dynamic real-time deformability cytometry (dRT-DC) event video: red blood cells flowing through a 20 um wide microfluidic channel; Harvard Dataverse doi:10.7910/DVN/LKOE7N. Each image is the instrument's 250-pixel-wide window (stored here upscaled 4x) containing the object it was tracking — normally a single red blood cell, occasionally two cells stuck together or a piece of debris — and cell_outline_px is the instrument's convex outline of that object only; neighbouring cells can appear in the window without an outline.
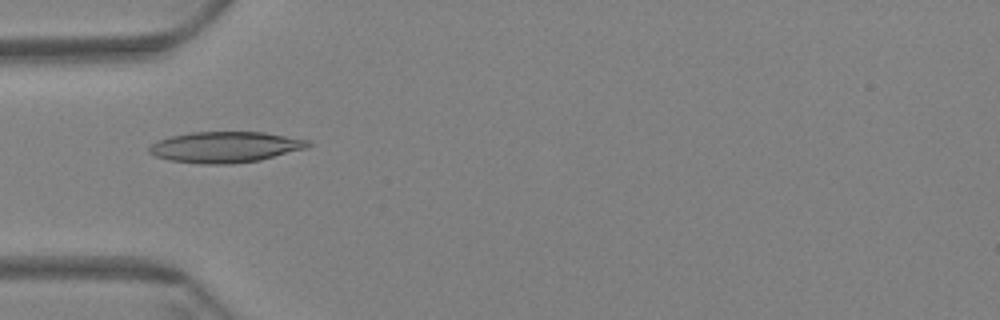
{"species": "Egyptian fruit bat (a non-hibernating species)", "species_latin": "Rousettus aegyptiacus", "temperature_condition": "warm", "stored_images_in_passage": 59, "camera_frame_rate_fps": 3000, "um_per_image_px": 0.085, "animal": {"sex": "female"}, "frame": {"image": 1, "passage_image": 19, "time_ms": 6.0, "image_size_px": [1000, 320], "cell_outline_px": [[312, 144], [308, 148], [260, 160], [232, 164], [200, 164], [168, 160], [156, 156], [148, 152], [148, 148], [152, 144], [160, 140], [172, 136], [192, 132], [264, 132], [308, 140]], "centroid_in_image_um": [19.17, 12.51], "position_along_channel_um": 65.8, "area_um2": 28.61}}
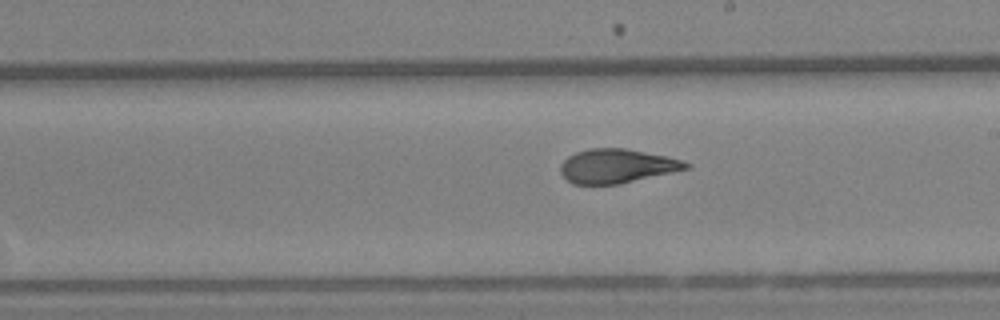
{"frame": {"image": 2, "passage_image": 34, "time_ms": 11.0, "image_size_px": [1000, 320], "cell_outline_px": [[692, 164], [688, 168], [672, 172], [616, 184], [572, 184], [560, 172], [560, 164], [568, 156], [576, 152], [588, 148], [624, 148], [664, 156], [680, 160]], "centroid_in_image_um": [52.37, 14.1], "position_along_channel_um": 236.6, "area_um2": 24.51}}
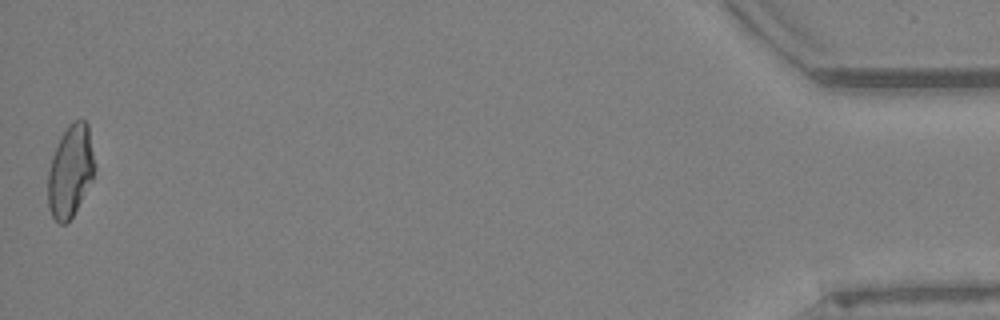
{"frame": {"image": 3, "passage_image": 59, "time_ms": 19.333, "image_size_px": [1000, 320], "cell_outline_px": [[96, 164], [92, 180], [72, 216], [64, 224], [60, 224], [52, 216], [48, 208], [48, 172], [52, 156], [60, 136], [68, 124], [72, 120], [84, 120], [88, 124]], "centroid_in_image_um": [5.99, 14.5], "position_along_channel_um": 429.2, "area_um2": 25.14}, "authors_computed_cell_mechanics": {"area_um2": 25.6054, "velocity_mm_per_s": 3.4316, "shape_relaxation_time_tau1_ms": 9.3424, "shape_relaxation_time_tau2_ms": 1.4851, "deformation_change_tau1": 0.257, "deformation_change_tau2": 0.0821}}